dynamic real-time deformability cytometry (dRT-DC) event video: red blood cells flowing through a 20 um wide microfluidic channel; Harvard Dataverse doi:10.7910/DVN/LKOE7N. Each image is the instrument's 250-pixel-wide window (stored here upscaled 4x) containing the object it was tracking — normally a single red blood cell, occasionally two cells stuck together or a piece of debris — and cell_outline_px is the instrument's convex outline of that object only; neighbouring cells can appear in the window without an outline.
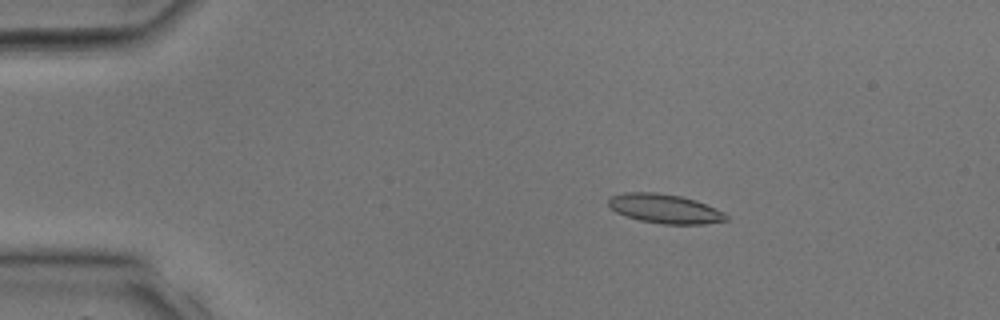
{"species": "common noctule bat (a hibernating species)", "species_latin": "Nyctalus noctula", "temperature_condition": "room temperature", "stored_images_in_passage": 34, "camera_frame_rate_fps": 3000, "um_per_image_px": 0.085, "animal": {"sex": "male", "body_mass_g": 17.9, "forearm_length_mm": 54.2}, "frame": {"image": 1, "passage_image": 6, "time_ms": 1.667, "image_size_px": [1000, 320], "cell_outline_px": [[728, 220], [704, 224], [664, 224], [640, 220], [616, 212], [608, 204], [608, 200], [612, 196], [624, 192], [656, 192], [680, 196], [696, 200], [716, 208], [724, 212], [728, 216]], "centroid_in_image_um": [56.54, 17.73], "position_along_channel_um": 28.5, "area_um2": 19.94}}
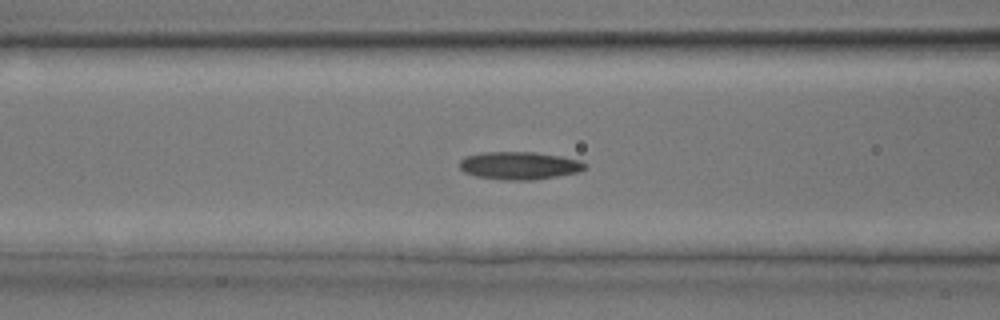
{"frame": {"image": 2, "passage_image": 14, "time_ms": 4.333, "image_size_px": [1000, 320], "cell_outline_px": [[588, 168], [580, 172], [532, 180], [500, 180], [476, 176], [464, 172], [460, 168], [460, 160], [464, 156], [484, 152], [536, 152], [560, 156], [580, 160], [588, 164]], "centroid_in_image_um": [44.17, 14.07], "position_along_channel_um": 122.4, "area_um2": 20.52}}
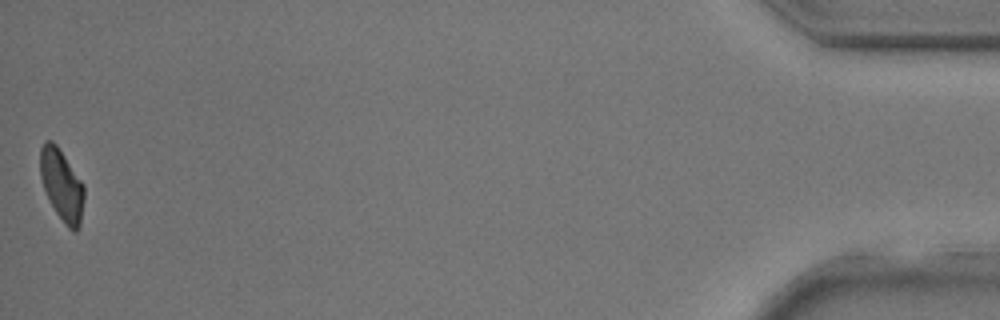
{"frame": {"image": 3, "passage_image": 34, "time_ms": 11.0, "image_size_px": [1000, 320], "cell_outline_px": [[84, 200], [80, 224], [76, 232], [72, 232], [64, 224], [56, 212], [44, 188], [40, 176], [40, 148], [44, 140], [52, 140], [56, 144], [84, 184]], "centroid_in_image_um": [5.25, 15.72], "position_along_channel_um": 429.9, "area_um2": 18.26}}